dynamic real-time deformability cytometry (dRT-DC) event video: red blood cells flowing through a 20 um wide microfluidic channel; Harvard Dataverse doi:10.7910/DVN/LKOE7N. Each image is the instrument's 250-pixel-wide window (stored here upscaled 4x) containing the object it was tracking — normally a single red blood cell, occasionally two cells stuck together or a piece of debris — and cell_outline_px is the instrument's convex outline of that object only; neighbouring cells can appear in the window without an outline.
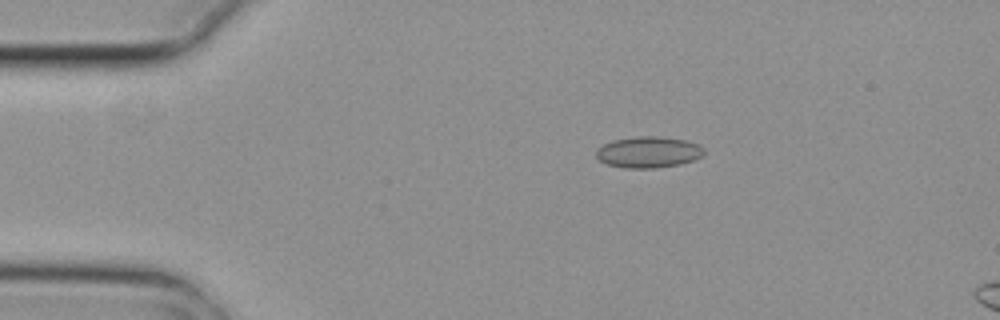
{"species": "common noctule bat (a hibernating species)", "species_latin": "Nyctalus noctula", "temperature_condition": "cold", "stored_images_in_passage": 4, "camera_frame_rate_fps": 3000, "um_per_image_px": 0.085, "animal": {"sex": "female", "body_mass_g": 29.2, "forearm_length_mm": 56.3}, "frame": {"image": 1, "passage_image": 2, "time_ms": 0.333, "image_size_px": [1000, 320], "cell_outline_px": [[704, 156], [680, 164], [656, 168], [624, 168], [608, 164], [600, 160], [596, 156], [596, 148], [612, 140], [636, 136], [656, 136], [688, 140], [700, 144], [704, 148]], "centroid_in_image_um": [55.14, 12.92], "position_along_channel_um": 29.9, "area_um2": 19.83}}